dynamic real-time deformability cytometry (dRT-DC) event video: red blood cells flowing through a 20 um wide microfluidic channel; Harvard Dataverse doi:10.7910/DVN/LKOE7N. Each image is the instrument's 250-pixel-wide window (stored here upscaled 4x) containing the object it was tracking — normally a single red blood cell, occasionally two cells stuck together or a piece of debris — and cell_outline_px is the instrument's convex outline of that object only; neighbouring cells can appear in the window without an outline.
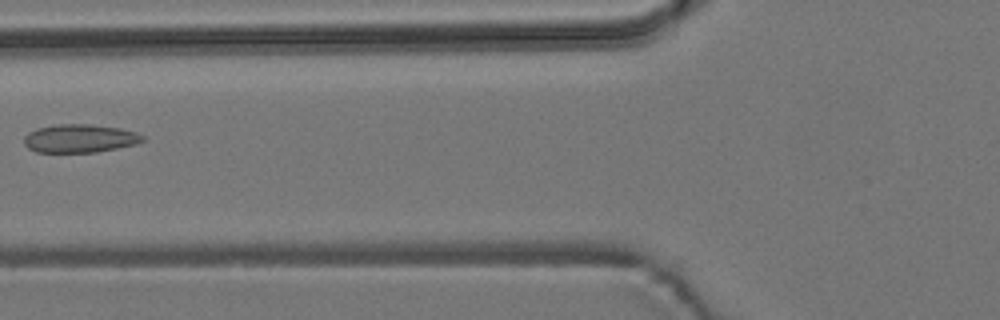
{"species": "common noctule bat (a hibernating species)", "species_latin": "Nyctalus noctula", "temperature_condition": "room temperature", "stored_images_in_passage": 4, "camera_frame_rate_fps": 3000, "um_per_image_px": 0.085, "animal": {"sex": "male", "body_mass_g": 19.2, "forearm_length_mm": 51.8}, "frame": {"image": 1, "passage_image": 3, "time_ms": 2.333, "image_size_px": [1000, 320], "cell_outline_px": [[144, 140], [136, 144], [96, 152], [36, 152], [28, 148], [24, 144], [24, 136], [28, 132], [36, 128], [60, 124], [88, 124], [120, 128], [136, 132], [144, 136]], "centroid_in_image_um": [6.76, 11.76], "position_along_channel_um": 119.0, "area_um2": 19.54}}
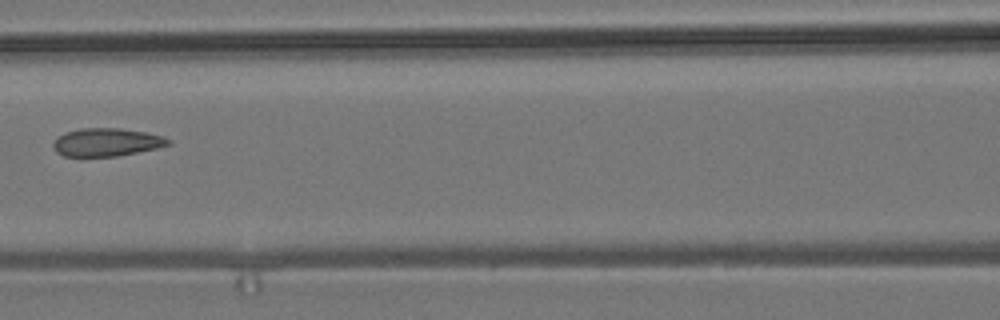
{"frame": {"image": 2, "passage_image": 4, "time_ms": 3.333, "image_size_px": [1000, 320], "cell_outline_px": [[172, 144], [156, 148], [116, 156], [64, 156], [56, 152], [52, 144], [56, 136], [64, 132], [80, 128], [120, 128], [144, 132], [164, 136], [172, 140]], "centroid_in_image_um": [9.04, 12.08], "position_along_channel_um": 157.6, "area_um2": 18.9}}